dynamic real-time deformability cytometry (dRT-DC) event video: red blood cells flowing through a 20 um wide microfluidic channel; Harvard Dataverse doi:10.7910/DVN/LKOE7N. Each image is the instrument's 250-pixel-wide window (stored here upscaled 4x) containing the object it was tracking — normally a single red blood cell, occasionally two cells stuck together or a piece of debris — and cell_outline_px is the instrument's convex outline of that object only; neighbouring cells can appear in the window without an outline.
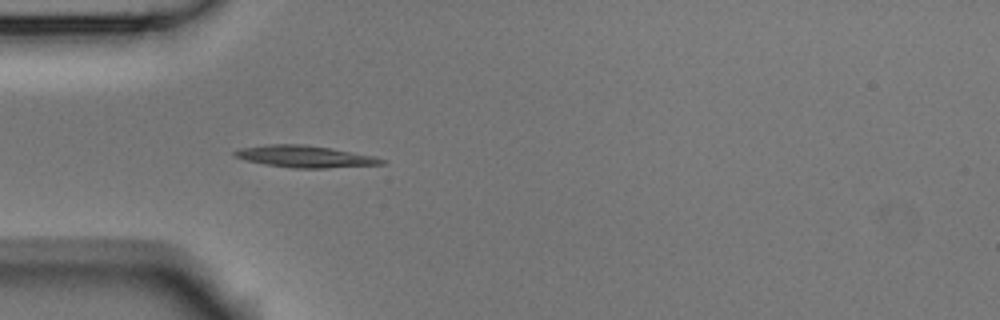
{"species": "Egyptian fruit bat (a non-hibernating species)", "species_latin": "Rousettus aegyptiacus", "temperature_condition": "room temperature", "stored_images_in_passage": 1, "camera_frame_rate_fps": 3000, "um_per_image_px": 0.085, "animal": {"sex": "male"}, "frame": {"image": 1, "passage_image": 1, "time_ms": 0.0, "image_size_px": [1000, 320], "cell_outline_px": [[388, 160], [384, 164], [328, 168], [292, 168], [264, 164], [232, 156], [232, 152], [240, 148], [268, 144], [304, 144], [332, 148], [376, 156]], "centroid_in_image_um": [25.96, 13.3], "position_along_channel_um": 59.0, "area_um2": 18.9}}